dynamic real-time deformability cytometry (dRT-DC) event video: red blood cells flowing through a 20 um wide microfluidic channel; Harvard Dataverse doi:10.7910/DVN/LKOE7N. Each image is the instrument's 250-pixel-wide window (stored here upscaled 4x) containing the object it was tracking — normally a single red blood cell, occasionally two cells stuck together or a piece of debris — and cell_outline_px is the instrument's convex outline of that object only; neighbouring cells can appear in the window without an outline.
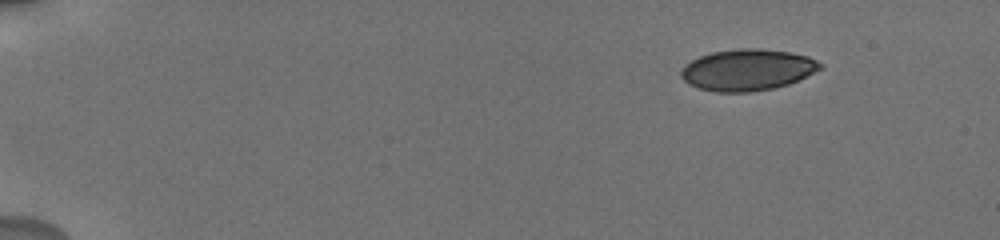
{"species": "human", "species_latin": "Homo sapiens", "temperature_condition": "cold", "stored_images_in_passage": 22, "camera_frame_rate_fps": 3000, "um_per_image_px": 0.085, "donor": {"sex": "male"}, "frame": {"image": 1, "passage_image": 1, "time_ms": 0.0, "image_size_px": [1000, 240], "cell_outline_px": [[824, 64], [820, 68], [788, 84], [772, 88], [748, 92], [716, 92], [700, 88], [688, 84], [680, 76], [680, 72], [692, 60], [700, 56], [712, 52], [740, 48], [760, 48], [788, 52], [808, 56]], "centroid_in_image_um": [63.51, 5.93], "position_along_channel_um": 21.5, "area_um2": 33.12}}
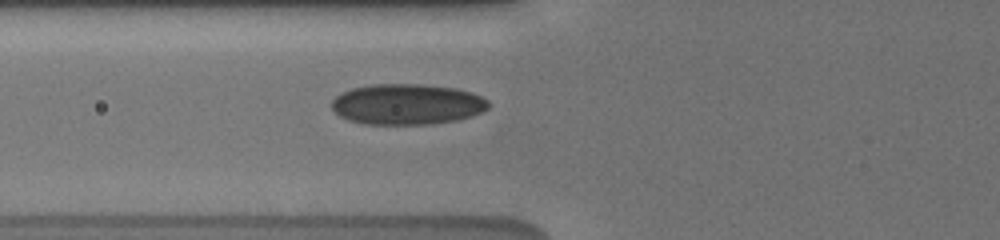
{"frame": {"image": 2, "passage_image": 15, "time_ms": 5.333, "image_size_px": [1000, 240], "cell_outline_px": [[492, 104], [484, 112], [460, 120], [428, 124], [364, 124], [348, 120], [340, 116], [332, 108], [332, 100], [336, 96], [352, 88], [372, 84], [420, 84], [456, 88], [472, 92], [488, 100]], "centroid_in_image_um": [34.65, 8.86], "position_along_channel_um": 91.1, "area_um2": 37.45}}
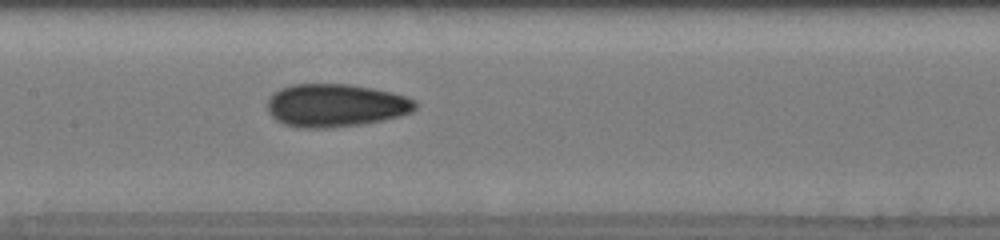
{"frame": {"image": 3, "passage_image": 22, "time_ms": 7.667, "image_size_px": [1000, 240], "cell_outline_px": [[416, 108], [412, 112], [400, 116], [360, 124], [324, 128], [300, 128], [284, 124], [276, 120], [268, 112], [268, 100], [272, 92], [280, 88], [292, 84], [348, 84], [372, 88], [392, 92], [416, 100]], "centroid_in_image_um": [28.5, 8.95], "position_along_channel_um": 178.9, "area_um2": 37.05}}